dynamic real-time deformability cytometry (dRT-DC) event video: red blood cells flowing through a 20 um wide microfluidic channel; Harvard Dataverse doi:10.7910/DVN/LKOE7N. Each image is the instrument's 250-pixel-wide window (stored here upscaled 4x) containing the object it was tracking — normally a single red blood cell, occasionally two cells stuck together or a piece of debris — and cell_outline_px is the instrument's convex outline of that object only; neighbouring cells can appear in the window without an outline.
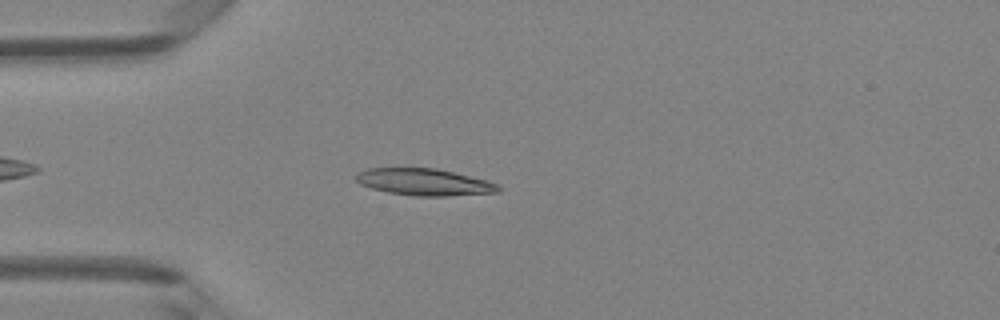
{"species": "Egyptian fruit bat (a non-hibernating species)", "species_latin": "Rousettus aegyptiacus", "temperature_condition": "room temperature", "stored_images_in_passage": 1, "camera_frame_rate_fps": 3000, "um_per_image_px": 0.085, "animal": {"sex": "female"}, "frame": {"image": 1, "passage_image": 1, "time_ms": 0.0, "image_size_px": [1000, 320], "cell_outline_px": [[504, 188], [500, 192], [448, 196], [416, 196], [388, 192], [372, 188], [360, 184], [356, 180], [356, 176], [360, 172], [368, 168], [436, 168], [488, 180]], "centroid_in_image_um": [36.12, 15.48], "position_along_channel_um": 48.9, "area_um2": 22.25}}